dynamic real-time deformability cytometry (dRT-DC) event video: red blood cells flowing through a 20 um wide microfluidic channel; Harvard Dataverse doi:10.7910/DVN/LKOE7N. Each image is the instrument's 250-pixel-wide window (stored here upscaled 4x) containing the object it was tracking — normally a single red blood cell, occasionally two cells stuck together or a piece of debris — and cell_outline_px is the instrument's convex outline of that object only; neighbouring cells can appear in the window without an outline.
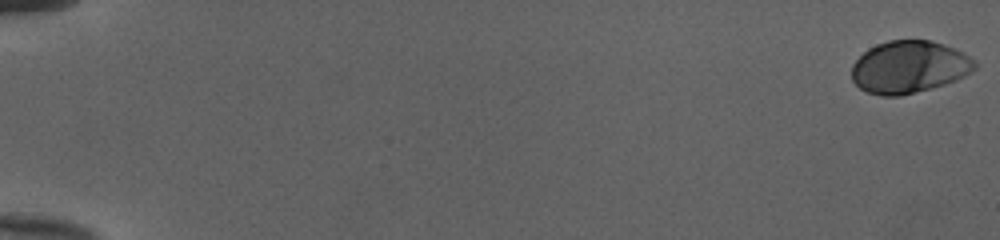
{"species": "human", "species_latin": "Homo sapiens", "temperature_condition": "cold", "stored_images_in_passage": 53, "camera_frame_rate_fps": 3000, "um_per_image_px": 0.085, "donor": {"sex": "female"}, "frame": {"image": 1, "passage_image": 1, "time_ms": 0.0, "image_size_px": [1000, 240], "cell_outline_px": [[976, 68], [972, 72], [956, 80], [944, 84], [900, 96], [880, 96], [868, 92], [860, 88], [852, 80], [852, 64], [868, 48], [876, 44], [888, 40], [932, 40], [956, 48], [976, 60]], "centroid_in_image_um": [77.29, 5.68], "position_along_channel_um": 7.7, "area_um2": 37.69}}
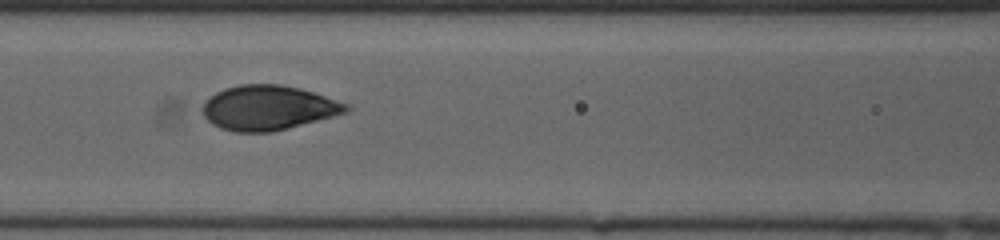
{"frame": {"image": 2, "passage_image": 26, "time_ms": 8.333, "image_size_px": [1000, 240], "cell_outline_px": [[352, 108], [348, 112], [272, 132], [236, 132], [220, 128], [212, 124], [204, 116], [204, 100], [216, 92], [224, 88], [240, 84], [280, 84], [300, 88], [352, 104]], "centroid_in_image_um": [22.83, 9.15], "position_along_channel_um": 143.8, "area_um2": 37.51}}
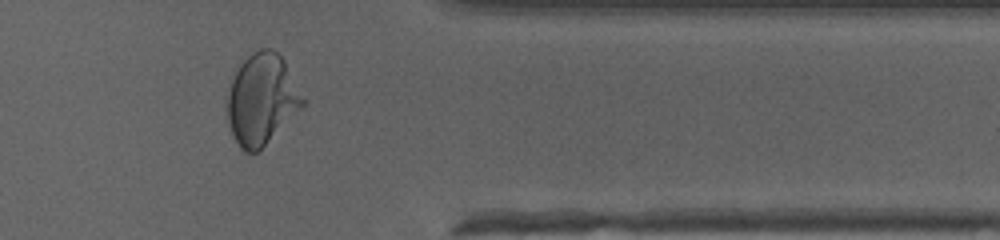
{"frame": {"image": 3, "passage_image": 45, "time_ms": 14.667, "image_size_px": [1000, 240], "cell_outline_px": [[304, 104], [256, 152], [244, 152], [240, 148], [232, 132], [228, 120], [224, 96], [240, 64], [252, 52], [260, 48], [272, 48], [284, 60], [304, 100]], "centroid_in_image_um": [22.18, 8.4], "position_along_channel_um": 389.2, "area_um2": 39.19}, "authors_computed_cell_mechanics": {"area_um2": 37.7434, "velocity_mm_per_s": 4.0011, "shape_relaxation_time_tau1_ms": 4.2049, "shape_relaxation_time_tau2_ms": null, "deformation_change_tau1": 0.1834, "deformation_change_tau2": null}}